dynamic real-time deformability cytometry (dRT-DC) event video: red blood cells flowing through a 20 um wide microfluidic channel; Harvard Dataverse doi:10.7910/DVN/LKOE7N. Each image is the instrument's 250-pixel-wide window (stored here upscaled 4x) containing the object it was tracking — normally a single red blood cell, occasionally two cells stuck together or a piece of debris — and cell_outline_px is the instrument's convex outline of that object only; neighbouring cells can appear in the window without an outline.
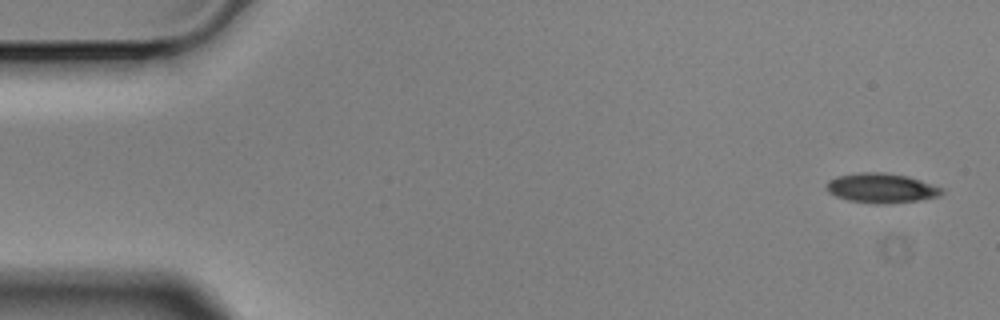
{"species": "Egyptian fruit bat (a non-hibernating species)", "species_latin": "Rousettus aegyptiacus", "temperature_condition": "cold", "stored_images_in_passage": 5, "camera_frame_rate_fps": 3000, "um_per_image_px": 0.085, "animal": {"sex": "male"}, "frame": {"image": 1, "passage_image": 1, "time_ms": 0.0, "image_size_px": [1000, 320], "cell_outline_px": [[944, 192], [940, 196], [916, 200], [888, 204], [872, 204], [848, 200], [836, 196], [828, 192], [824, 188], [828, 180], [836, 176], [860, 172], [884, 172], [908, 176], [944, 188]], "centroid_in_image_um": [74.89, 15.98], "position_along_channel_um": 10.1, "area_um2": 20.17}}
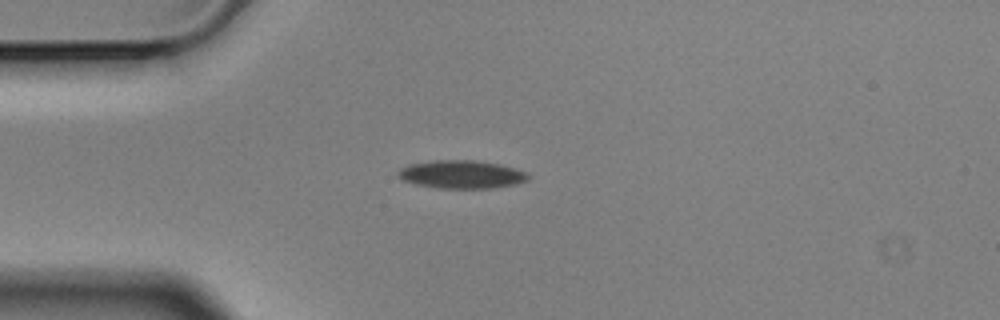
{"frame": {"image": 2, "passage_image": 4, "time_ms": 1.0, "image_size_px": [1000, 320], "cell_outline_px": [[532, 176], [528, 180], [516, 184], [492, 188], [436, 188], [416, 184], [404, 180], [396, 176], [396, 172], [400, 168], [408, 164], [436, 160], [472, 160], [500, 164], [528, 172]], "centroid_in_image_um": [39.24, 14.82], "position_along_channel_um": 45.8, "area_um2": 21.5}}
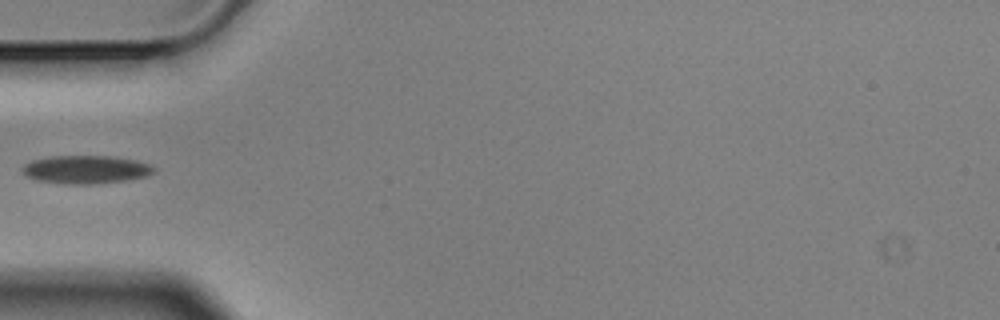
{"frame": {"image": 3, "passage_image": 5, "time_ms": 1.333, "image_size_px": [1000, 320], "cell_outline_px": [[156, 172], [148, 176], [128, 180], [92, 184], [64, 184], [36, 180], [24, 176], [20, 168], [24, 164], [32, 160], [52, 156], [108, 156], [136, 160], [152, 164], [156, 168]], "centroid_in_image_um": [7.31, 14.41], "position_along_channel_um": 77.7, "area_um2": 21.96}}